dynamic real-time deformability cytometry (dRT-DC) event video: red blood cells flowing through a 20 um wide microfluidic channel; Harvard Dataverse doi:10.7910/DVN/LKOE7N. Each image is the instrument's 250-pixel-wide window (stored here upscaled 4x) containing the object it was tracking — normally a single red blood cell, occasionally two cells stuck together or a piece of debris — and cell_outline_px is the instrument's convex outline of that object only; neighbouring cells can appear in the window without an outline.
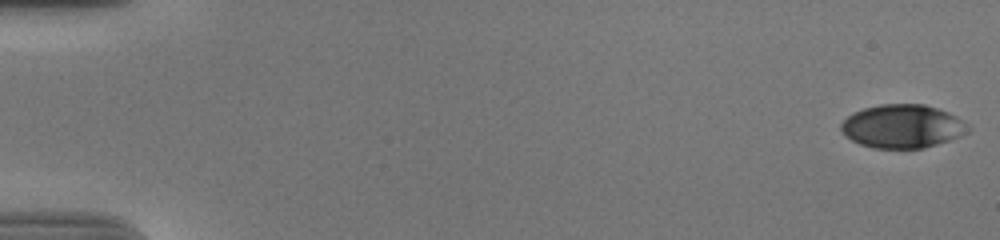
{"species": "human", "species_latin": "Homo sapiens", "temperature_condition": "cold", "stored_images_in_passage": 56, "camera_frame_rate_fps": 3000, "um_per_image_px": 0.085, "donor": {"sex": "male"}, "frame": {"image": 1, "passage_image": 1, "time_ms": 0.0, "image_size_px": [1000, 240], "cell_outline_px": [[972, 128], [968, 132], [960, 136], [924, 148], [876, 148], [860, 144], [852, 140], [840, 128], [840, 124], [848, 116], [864, 108], [880, 104], [924, 104], [948, 112], [956, 116]], "centroid_in_image_um": [76.73, 10.73], "position_along_channel_um": 8.3, "area_um2": 31.85}}
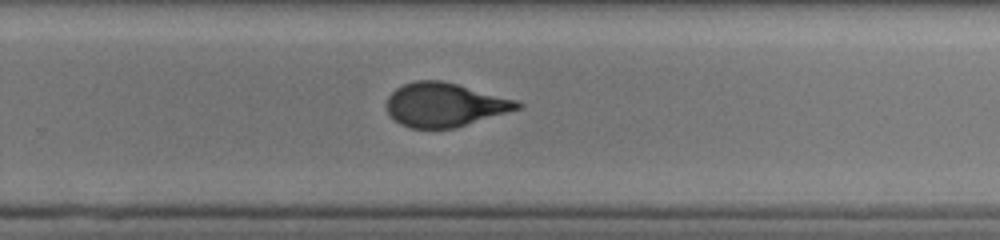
{"frame": {"image": 2, "passage_image": 38, "time_ms": 12.333, "image_size_px": [1000, 240], "cell_outline_px": [[524, 104], [520, 108], [508, 112], [456, 128], [408, 128], [400, 124], [388, 112], [388, 96], [396, 88], [404, 84], [416, 80], [440, 80], [456, 84], [516, 100]], "centroid_in_image_um": [37.8, 8.91], "position_along_channel_um": 292.0, "area_um2": 33.06}}
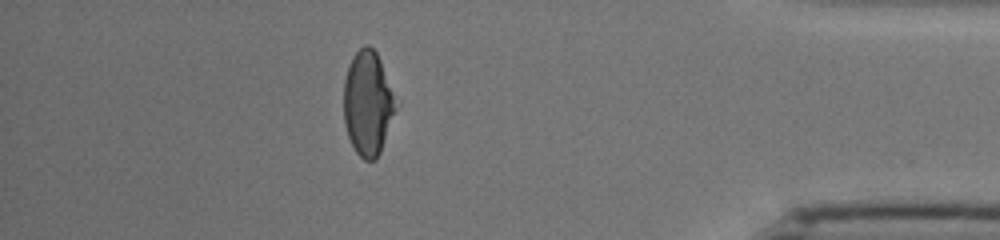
{"frame": {"image": 3, "passage_image": 50, "time_ms": 16.333, "image_size_px": [1000, 240], "cell_outline_px": [[400, 104], [380, 152], [376, 160], [364, 160], [356, 152], [348, 136], [344, 124], [344, 80], [352, 56], [364, 44], [368, 44], [376, 52], [400, 100]], "centroid_in_image_um": [31.32, 8.77], "position_along_channel_um": 403.9, "area_um2": 32.48}, "authors_computed_cell_mechanics": {"area_um2": 33.5529, "velocity_mm_per_s": 3.7028, "shape_relaxation_time_tau1_ms": 4.6516, "shape_relaxation_time_tau2_ms": 1.2691, "deformation_change_tau1": 0.1927, "deformation_change_tau2": 0.0737}}